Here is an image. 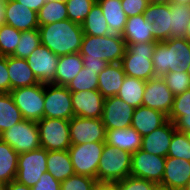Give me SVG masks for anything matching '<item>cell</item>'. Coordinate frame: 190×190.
Segmentation results:
<instances>
[{
  "mask_svg": "<svg viewBox=\"0 0 190 190\" xmlns=\"http://www.w3.org/2000/svg\"><path fill=\"white\" fill-rule=\"evenodd\" d=\"M10 95L25 120L38 122L44 118V83L13 89Z\"/></svg>",
  "mask_w": 190,
  "mask_h": 190,
  "instance_id": "5",
  "label": "cell"
},
{
  "mask_svg": "<svg viewBox=\"0 0 190 190\" xmlns=\"http://www.w3.org/2000/svg\"><path fill=\"white\" fill-rule=\"evenodd\" d=\"M44 117L64 120L74 117L71 91L66 86L44 83Z\"/></svg>",
  "mask_w": 190,
  "mask_h": 190,
  "instance_id": "9",
  "label": "cell"
},
{
  "mask_svg": "<svg viewBox=\"0 0 190 190\" xmlns=\"http://www.w3.org/2000/svg\"><path fill=\"white\" fill-rule=\"evenodd\" d=\"M97 179L89 176L73 174L61 182V190H94Z\"/></svg>",
  "mask_w": 190,
  "mask_h": 190,
  "instance_id": "43",
  "label": "cell"
},
{
  "mask_svg": "<svg viewBox=\"0 0 190 190\" xmlns=\"http://www.w3.org/2000/svg\"><path fill=\"white\" fill-rule=\"evenodd\" d=\"M166 157L137 150L131 155L130 176L160 184L163 179Z\"/></svg>",
  "mask_w": 190,
  "mask_h": 190,
  "instance_id": "11",
  "label": "cell"
},
{
  "mask_svg": "<svg viewBox=\"0 0 190 190\" xmlns=\"http://www.w3.org/2000/svg\"><path fill=\"white\" fill-rule=\"evenodd\" d=\"M48 1H58L62 3H66L68 0H45V2H48Z\"/></svg>",
  "mask_w": 190,
  "mask_h": 190,
  "instance_id": "60",
  "label": "cell"
},
{
  "mask_svg": "<svg viewBox=\"0 0 190 190\" xmlns=\"http://www.w3.org/2000/svg\"><path fill=\"white\" fill-rule=\"evenodd\" d=\"M185 114H190V89L174 96L173 107L168 120L174 122L178 117H182Z\"/></svg>",
  "mask_w": 190,
  "mask_h": 190,
  "instance_id": "44",
  "label": "cell"
},
{
  "mask_svg": "<svg viewBox=\"0 0 190 190\" xmlns=\"http://www.w3.org/2000/svg\"><path fill=\"white\" fill-rule=\"evenodd\" d=\"M47 172L62 182L75 174L68 150L47 152Z\"/></svg>",
  "mask_w": 190,
  "mask_h": 190,
  "instance_id": "28",
  "label": "cell"
},
{
  "mask_svg": "<svg viewBox=\"0 0 190 190\" xmlns=\"http://www.w3.org/2000/svg\"><path fill=\"white\" fill-rule=\"evenodd\" d=\"M141 141L142 136L133 127L106 130L105 143L131 154L141 149Z\"/></svg>",
  "mask_w": 190,
  "mask_h": 190,
  "instance_id": "25",
  "label": "cell"
},
{
  "mask_svg": "<svg viewBox=\"0 0 190 190\" xmlns=\"http://www.w3.org/2000/svg\"><path fill=\"white\" fill-rule=\"evenodd\" d=\"M0 139L8 143L18 154L41 147L37 122L25 119L0 133Z\"/></svg>",
  "mask_w": 190,
  "mask_h": 190,
  "instance_id": "7",
  "label": "cell"
},
{
  "mask_svg": "<svg viewBox=\"0 0 190 190\" xmlns=\"http://www.w3.org/2000/svg\"><path fill=\"white\" fill-rule=\"evenodd\" d=\"M131 153L104 144L97 169L98 183H115L130 176Z\"/></svg>",
  "mask_w": 190,
  "mask_h": 190,
  "instance_id": "4",
  "label": "cell"
},
{
  "mask_svg": "<svg viewBox=\"0 0 190 190\" xmlns=\"http://www.w3.org/2000/svg\"><path fill=\"white\" fill-rule=\"evenodd\" d=\"M144 16L145 20L152 24L153 37L156 42H164L170 38V3H149Z\"/></svg>",
  "mask_w": 190,
  "mask_h": 190,
  "instance_id": "17",
  "label": "cell"
},
{
  "mask_svg": "<svg viewBox=\"0 0 190 190\" xmlns=\"http://www.w3.org/2000/svg\"><path fill=\"white\" fill-rule=\"evenodd\" d=\"M175 129L180 132H186L190 130V114H185L182 117H178L174 122Z\"/></svg>",
  "mask_w": 190,
  "mask_h": 190,
  "instance_id": "49",
  "label": "cell"
},
{
  "mask_svg": "<svg viewBox=\"0 0 190 190\" xmlns=\"http://www.w3.org/2000/svg\"><path fill=\"white\" fill-rule=\"evenodd\" d=\"M17 2L25 5L29 9L38 13L40 8L46 3L45 0H16Z\"/></svg>",
  "mask_w": 190,
  "mask_h": 190,
  "instance_id": "51",
  "label": "cell"
},
{
  "mask_svg": "<svg viewBox=\"0 0 190 190\" xmlns=\"http://www.w3.org/2000/svg\"><path fill=\"white\" fill-rule=\"evenodd\" d=\"M28 66L41 83L54 84L59 56L40 45L26 58Z\"/></svg>",
  "mask_w": 190,
  "mask_h": 190,
  "instance_id": "15",
  "label": "cell"
},
{
  "mask_svg": "<svg viewBox=\"0 0 190 190\" xmlns=\"http://www.w3.org/2000/svg\"><path fill=\"white\" fill-rule=\"evenodd\" d=\"M154 190H175V189H172V188H170V187L157 184V185L155 186V189H154Z\"/></svg>",
  "mask_w": 190,
  "mask_h": 190,
  "instance_id": "56",
  "label": "cell"
},
{
  "mask_svg": "<svg viewBox=\"0 0 190 190\" xmlns=\"http://www.w3.org/2000/svg\"><path fill=\"white\" fill-rule=\"evenodd\" d=\"M167 156L190 161V143L185 132L176 130L173 133Z\"/></svg>",
  "mask_w": 190,
  "mask_h": 190,
  "instance_id": "41",
  "label": "cell"
},
{
  "mask_svg": "<svg viewBox=\"0 0 190 190\" xmlns=\"http://www.w3.org/2000/svg\"><path fill=\"white\" fill-rule=\"evenodd\" d=\"M74 116L101 118L105 98L97 90L71 92Z\"/></svg>",
  "mask_w": 190,
  "mask_h": 190,
  "instance_id": "16",
  "label": "cell"
},
{
  "mask_svg": "<svg viewBox=\"0 0 190 190\" xmlns=\"http://www.w3.org/2000/svg\"><path fill=\"white\" fill-rule=\"evenodd\" d=\"M19 154L0 139V183L5 185L16 178Z\"/></svg>",
  "mask_w": 190,
  "mask_h": 190,
  "instance_id": "30",
  "label": "cell"
},
{
  "mask_svg": "<svg viewBox=\"0 0 190 190\" xmlns=\"http://www.w3.org/2000/svg\"><path fill=\"white\" fill-rule=\"evenodd\" d=\"M37 126L41 147L47 151L68 150L71 146L69 120L44 117Z\"/></svg>",
  "mask_w": 190,
  "mask_h": 190,
  "instance_id": "6",
  "label": "cell"
},
{
  "mask_svg": "<svg viewBox=\"0 0 190 190\" xmlns=\"http://www.w3.org/2000/svg\"><path fill=\"white\" fill-rule=\"evenodd\" d=\"M109 63L106 61H83V67L96 71L99 74Z\"/></svg>",
  "mask_w": 190,
  "mask_h": 190,
  "instance_id": "50",
  "label": "cell"
},
{
  "mask_svg": "<svg viewBox=\"0 0 190 190\" xmlns=\"http://www.w3.org/2000/svg\"><path fill=\"white\" fill-rule=\"evenodd\" d=\"M157 42H138L126 45L121 65L126 76L148 81L156 77L152 56Z\"/></svg>",
  "mask_w": 190,
  "mask_h": 190,
  "instance_id": "3",
  "label": "cell"
},
{
  "mask_svg": "<svg viewBox=\"0 0 190 190\" xmlns=\"http://www.w3.org/2000/svg\"><path fill=\"white\" fill-rule=\"evenodd\" d=\"M145 87V80L126 76L116 96L130 106L137 108L142 105Z\"/></svg>",
  "mask_w": 190,
  "mask_h": 190,
  "instance_id": "31",
  "label": "cell"
},
{
  "mask_svg": "<svg viewBox=\"0 0 190 190\" xmlns=\"http://www.w3.org/2000/svg\"><path fill=\"white\" fill-rule=\"evenodd\" d=\"M186 73L190 76V63L187 66Z\"/></svg>",
  "mask_w": 190,
  "mask_h": 190,
  "instance_id": "62",
  "label": "cell"
},
{
  "mask_svg": "<svg viewBox=\"0 0 190 190\" xmlns=\"http://www.w3.org/2000/svg\"><path fill=\"white\" fill-rule=\"evenodd\" d=\"M175 131L174 123L168 120L161 127L142 137L141 149L154 155L167 157Z\"/></svg>",
  "mask_w": 190,
  "mask_h": 190,
  "instance_id": "19",
  "label": "cell"
},
{
  "mask_svg": "<svg viewBox=\"0 0 190 190\" xmlns=\"http://www.w3.org/2000/svg\"><path fill=\"white\" fill-rule=\"evenodd\" d=\"M134 109L117 96L106 98L101 116L106 130L131 127Z\"/></svg>",
  "mask_w": 190,
  "mask_h": 190,
  "instance_id": "14",
  "label": "cell"
},
{
  "mask_svg": "<svg viewBox=\"0 0 190 190\" xmlns=\"http://www.w3.org/2000/svg\"><path fill=\"white\" fill-rule=\"evenodd\" d=\"M5 5L6 1L0 0V26L5 24Z\"/></svg>",
  "mask_w": 190,
  "mask_h": 190,
  "instance_id": "54",
  "label": "cell"
},
{
  "mask_svg": "<svg viewBox=\"0 0 190 190\" xmlns=\"http://www.w3.org/2000/svg\"><path fill=\"white\" fill-rule=\"evenodd\" d=\"M47 150L39 149L20 153L18 156V169L15 180L32 188L41 175L47 172Z\"/></svg>",
  "mask_w": 190,
  "mask_h": 190,
  "instance_id": "10",
  "label": "cell"
},
{
  "mask_svg": "<svg viewBox=\"0 0 190 190\" xmlns=\"http://www.w3.org/2000/svg\"><path fill=\"white\" fill-rule=\"evenodd\" d=\"M115 184L118 190H154L157 185L155 182L133 176H128Z\"/></svg>",
  "mask_w": 190,
  "mask_h": 190,
  "instance_id": "45",
  "label": "cell"
},
{
  "mask_svg": "<svg viewBox=\"0 0 190 190\" xmlns=\"http://www.w3.org/2000/svg\"><path fill=\"white\" fill-rule=\"evenodd\" d=\"M32 190H61V182L56 180L49 172H45Z\"/></svg>",
  "mask_w": 190,
  "mask_h": 190,
  "instance_id": "47",
  "label": "cell"
},
{
  "mask_svg": "<svg viewBox=\"0 0 190 190\" xmlns=\"http://www.w3.org/2000/svg\"><path fill=\"white\" fill-rule=\"evenodd\" d=\"M105 142L71 144L68 149L75 174L97 179L99 160Z\"/></svg>",
  "mask_w": 190,
  "mask_h": 190,
  "instance_id": "8",
  "label": "cell"
},
{
  "mask_svg": "<svg viewBox=\"0 0 190 190\" xmlns=\"http://www.w3.org/2000/svg\"><path fill=\"white\" fill-rule=\"evenodd\" d=\"M185 134H186V136H187V138H188V141H189V143H190V130H189V131H186Z\"/></svg>",
  "mask_w": 190,
  "mask_h": 190,
  "instance_id": "61",
  "label": "cell"
},
{
  "mask_svg": "<svg viewBox=\"0 0 190 190\" xmlns=\"http://www.w3.org/2000/svg\"><path fill=\"white\" fill-rule=\"evenodd\" d=\"M190 178V161L176 157H166L163 179L160 185L182 190Z\"/></svg>",
  "mask_w": 190,
  "mask_h": 190,
  "instance_id": "20",
  "label": "cell"
},
{
  "mask_svg": "<svg viewBox=\"0 0 190 190\" xmlns=\"http://www.w3.org/2000/svg\"><path fill=\"white\" fill-rule=\"evenodd\" d=\"M21 32L7 24L0 26V56H10L14 53L21 38Z\"/></svg>",
  "mask_w": 190,
  "mask_h": 190,
  "instance_id": "38",
  "label": "cell"
},
{
  "mask_svg": "<svg viewBox=\"0 0 190 190\" xmlns=\"http://www.w3.org/2000/svg\"><path fill=\"white\" fill-rule=\"evenodd\" d=\"M170 14V38L185 37L186 28L190 21V6L170 3Z\"/></svg>",
  "mask_w": 190,
  "mask_h": 190,
  "instance_id": "34",
  "label": "cell"
},
{
  "mask_svg": "<svg viewBox=\"0 0 190 190\" xmlns=\"http://www.w3.org/2000/svg\"><path fill=\"white\" fill-rule=\"evenodd\" d=\"M4 186V190H32L30 187L13 180Z\"/></svg>",
  "mask_w": 190,
  "mask_h": 190,
  "instance_id": "52",
  "label": "cell"
},
{
  "mask_svg": "<svg viewBox=\"0 0 190 190\" xmlns=\"http://www.w3.org/2000/svg\"><path fill=\"white\" fill-rule=\"evenodd\" d=\"M122 9L127 17L144 14L149 0H121Z\"/></svg>",
  "mask_w": 190,
  "mask_h": 190,
  "instance_id": "46",
  "label": "cell"
},
{
  "mask_svg": "<svg viewBox=\"0 0 190 190\" xmlns=\"http://www.w3.org/2000/svg\"><path fill=\"white\" fill-rule=\"evenodd\" d=\"M182 190H190V178H189L187 184L185 185V187Z\"/></svg>",
  "mask_w": 190,
  "mask_h": 190,
  "instance_id": "59",
  "label": "cell"
},
{
  "mask_svg": "<svg viewBox=\"0 0 190 190\" xmlns=\"http://www.w3.org/2000/svg\"><path fill=\"white\" fill-rule=\"evenodd\" d=\"M94 190H118L115 183H98Z\"/></svg>",
  "mask_w": 190,
  "mask_h": 190,
  "instance_id": "53",
  "label": "cell"
},
{
  "mask_svg": "<svg viewBox=\"0 0 190 190\" xmlns=\"http://www.w3.org/2000/svg\"><path fill=\"white\" fill-rule=\"evenodd\" d=\"M7 69L11 83V90L29 87L40 83L28 66L27 60L14 56H7Z\"/></svg>",
  "mask_w": 190,
  "mask_h": 190,
  "instance_id": "23",
  "label": "cell"
},
{
  "mask_svg": "<svg viewBox=\"0 0 190 190\" xmlns=\"http://www.w3.org/2000/svg\"><path fill=\"white\" fill-rule=\"evenodd\" d=\"M24 120L10 93H0V133Z\"/></svg>",
  "mask_w": 190,
  "mask_h": 190,
  "instance_id": "33",
  "label": "cell"
},
{
  "mask_svg": "<svg viewBox=\"0 0 190 190\" xmlns=\"http://www.w3.org/2000/svg\"><path fill=\"white\" fill-rule=\"evenodd\" d=\"M41 45L58 56L78 53L84 33L82 25L69 19L57 21L38 28Z\"/></svg>",
  "mask_w": 190,
  "mask_h": 190,
  "instance_id": "1",
  "label": "cell"
},
{
  "mask_svg": "<svg viewBox=\"0 0 190 190\" xmlns=\"http://www.w3.org/2000/svg\"><path fill=\"white\" fill-rule=\"evenodd\" d=\"M174 101V94L167 87L162 77H153L146 81L142 105L163 112L169 116Z\"/></svg>",
  "mask_w": 190,
  "mask_h": 190,
  "instance_id": "13",
  "label": "cell"
},
{
  "mask_svg": "<svg viewBox=\"0 0 190 190\" xmlns=\"http://www.w3.org/2000/svg\"><path fill=\"white\" fill-rule=\"evenodd\" d=\"M37 17L39 26L66 20L68 19L66 3L48 1L40 8Z\"/></svg>",
  "mask_w": 190,
  "mask_h": 190,
  "instance_id": "35",
  "label": "cell"
},
{
  "mask_svg": "<svg viewBox=\"0 0 190 190\" xmlns=\"http://www.w3.org/2000/svg\"><path fill=\"white\" fill-rule=\"evenodd\" d=\"M0 190H4V186L0 183Z\"/></svg>",
  "mask_w": 190,
  "mask_h": 190,
  "instance_id": "63",
  "label": "cell"
},
{
  "mask_svg": "<svg viewBox=\"0 0 190 190\" xmlns=\"http://www.w3.org/2000/svg\"><path fill=\"white\" fill-rule=\"evenodd\" d=\"M83 33L91 36H106L111 34L107 21L98 3H94L85 21L81 24Z\"/></svg>",
  "mask_w": 190,
  "mask_h": 190,
  "instance_id": "32",
  "label": "cell"
},
{
  "mask_svg": "<svg viewBox=\"0 0 190 190\" xmlns=\"http://www.w3.org/2000/svg\"><path fill=\"white\" fill-rule=\"evenodd\" d=\"M40 45L41 39L38 28L22 31L19 43L11 56L26 59Z\"/></svg>",
  "mask_w": 190,
  "mask_h": 190,
  "instance_id": "37",
  "label": "cell"
},
{
  "mask_svg": "<svg viewBox=\"0 0 190 190\" xmlns=\"http://www.w3.org/2000/svg\"><path fill=\"white\" fill-rule=\"evenodd\" d=\"M185 38L190 42V21L186 28Z\"/></svg>",
  "mask_w": 190,
  "mask_h": 190,
  "instance_id": "57",
  "label": "cell"
},
{
  "mask_svg": "<svg viewBox=\"0 0 190 190\" xmlns=\"http://www.w3.org/2000/svg\"><path fill=\"white\" fill-rule=\"evenodd\" d=\"M152 63L156 77H163L168 72H175L174 38L157 42Z\"/></svg>",
  "mask_w": 190,
  "mask_h": 190,
  "instance_id": "26",
  "label": "cell"
},
{
  "mask_svg": "<svg viewBox=\"0 0 190 190\" xmlns=\"http://www.w3.org/2000/svg\"><path fill=\"white\" fill-rule=\"evenodd\" d=\"M11 83L7 69V56H0V93H10Z\"/></svg>",
  "mask_w": 190,
  "mask_h": 190,
  "instance_id": "48",
  "label": "cell"
},
{
  "mask_svg": "<svg viewBox=\"0 0 190 190\" xmlns=\"http://www.w3.org/2000/svg\"><path fill=\"white\" fill-rule=\"evenodd\" d=\"M126 74L121 63H110L98 74V91L106 99L116 96Z\"/></svg>",
  "mask_w": 190,
  "mask_h": 190,
  "instance_id": "22",
  "label": "cell"
},
{
  "mask_svg": "<svg viewBox=\"0 0 190 190\" xmlns=\"http://www.w3.org/2000/svg\"><path fill=\"white\" fill-rule=\"evenodd\" d=\"M5 24L19 31H29L39 28L37 12L16 0L6 1Z\"/></svg>",
  "mask_w": 190,
  "mask_h": 190,
  "instance_id": "18",
  "label": "cell"
},
{
  "mask_svg": "<svg viewBox=\"0 0 190 190\" xmlns=\"http://www.w3.org/2000/svg\"><path fill=\"white\" fill-rule=\"evenodd\" d=\"M94 3L92 0H68L66 2L68 19L82 24Z\"/></svg>",
  "mask_w": 190,
  "mask_h": 190,
  "instance_id": "39",
  "label": "cell"
},
{
  "mask_svg": "<svg viewBox=\"0 0 190 190\" xmlns=\"http://www.w3.org/2000/svg\"><path fill=\"white\" fill-rule=\"evenodd\" d=\"M162 78L174 96L182 94L186 90L190 89V76L186 71L168 72Z\"/></svg>",
  "mask_w": 190,
  "mask_h": 190,
  "instance_id": "42",
  "label": "cell"
},
{
  "mask_svg": "<svg viewBox=\"0 0 190 190\" xmlns=\"http://www.w3.org/2000/svg\"><path fill=\"white\" fill-rule=\"evenodd\" d=\"M175 72L186 71L190 63V42L185 37L174 38Z\"/></svg>",
  "mask_w": 190,
  "mask_h": 190,
  "instance_id": "40",
  "label": "cell"
},
{
  "mask_svg": "<svg viewBox=\"0 0 190 190\" xmlns=\"http://www.w3.org/2000/svg\"><path fill=\"white\" fill-rule=\"evenodd\" d=\"M126 50L121 35L91 36L84 34L79 51L83 61H106L120 63Z\"/></svg>",
  "mask_w": 190,
  "mask_h": 190,
  "instance_id": "2",
  "label": "cell"
},
{
  "mask_svg": "<svg viewBox=\"0 0 190 190\" xmlns=\"http://www.w3.org/2000/svg\"><path fill=\"white\" fill-rule=\"evenodd\" d=\"M167 121L168 116L163 112L141 105L134 109L131 127L143 137Z\"/></svg>",
  "mask_w": 190,
  "mask_h": 190,
  "instance_id": "21",
  "label": "cell"
},
{
  "mask_svg": "<svg viewBox=\"0 0 190 190\" xmlns=\"http://www.w3.org/2000/svg\"><path fill=\"white\" fill-rule=\"evenodd\" d=\"M97 3L102 9L111 34L122 36L128 17L122 9L121 0H99Z\"/></svg>",
  "mask_w": 190,
  "mask_h": 190,
  "instance_id": "29",
  "label": "cell"
},
{
  "mask_svg": "<svg viewBox=\"0 0 190 190\" xmlns=\"http://www.w3.org/2000/svg\"><path fill=\"white\" fill-rule=\"evenodd\" d=\"M71 144L105 142L106 128L101 118L74 116L69 120Z\"/></svg>",
  "mask_w": 190,
  "mask_h": 190,
  "instance_id": "12",
  "label": "cell"
},
{
  "mask_svg": "<svg viewBox=\"0 0 190 190\" xmlns=\"http://www.w3.org/2000/svg\"><path fill=\"white\" fill-rule=\"evenodd\" d=\"M172 0H149V3H171Z\"/></svg>",
  "mask_w": 190,
  "mask_h": 190,
  "instance_id": "58",
  "label": "cell"
},
{
  "mask_svg": "<svg viewBox=\"0 0 190 190\" xmlns=\"http://www.w3.org/2000/svg\"><path fill=\"white\" fill-rule=\"evenodd\" d=\"M171 4H183L190 6V0H172Z\"/></svg>",
  "mask_w": 190,
  "mask_h": 190,
  "instance_id": "55",
  "label": "cell"
},
{
  "mask_svg": "<svg viewBox=\"0 0 190 190\" xmlns=\"http://www.w3.org/2000/svg\"><path fill=\"white\" fill-rule=\"evenodd\" d=\"M122 38L126 45L138 42H156L153 37L152 24L145 20L144 14L127 18Z\"/></svg>",
  "mask_w": 190,
  "mask_h": 190,
  "instance_id": "24",
  "label": "cell"
},
{
  "mask_svg": "<svg viewBox=\"0 0 190 190\" xmlns=\"http://www.w3.org/2000/svg\"><path fill=\"white\" fill-rule=\"evenodd\" d=\"M71 92L97 90L98 89V74L89 68L82 67L75 78L66 86Z\"/></svg>",
  "mask_w": 190,
  "mask_h": 190,
  "instance_id": "36",
  "label": "cell"
},
{
  "mask_svg": "<svg viewBox=\"0 0 190 190\" xmlns=\"http://www.w3.org/2000/svg\"><path fill=\"white\" fill-rule=\"evenodd\" d=\"M83 67V60L80 53H73L59 56L54 84L67 86Z\"/></svg>",
  "mask_w": 190,
  "mask_h": 190,
  "instance_id": "27",
  "label": "cell"
}]
</instances>
